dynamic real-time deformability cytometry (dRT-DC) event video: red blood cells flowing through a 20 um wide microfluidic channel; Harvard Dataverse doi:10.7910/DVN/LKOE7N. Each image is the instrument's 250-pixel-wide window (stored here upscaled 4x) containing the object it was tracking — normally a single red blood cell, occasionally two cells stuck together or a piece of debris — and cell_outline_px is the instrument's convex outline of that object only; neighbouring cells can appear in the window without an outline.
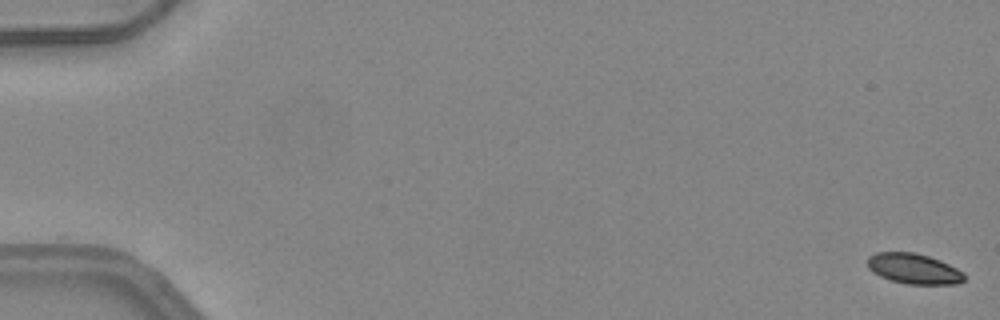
{"species": "common noctule bat (a hibernating species)", "species_latin": "Nyctalus noctula", "temperature_condition": "warm", "stored_images_in_passage": 14, "camera_frame_rate_fps": 3000, "um_per_image_px": 0.085, "animal": {"sex": "female", "body_mass_g": 24.6, "forearm_length_mm": 56.2}, "frame": {"image": 1, "passage_image": 1, "time_ms": 0.0, "image_size_px": [1000, 320], "cell_outline_px": [[964, 280], [960, 284], [908, 284], [892, 280], [880, 276], [872, 272], [868, 268], [868, 256], [876, 252], [912, 252], [928, 256], [940, 260], [964, 272]], "centroid_in_image_um": [77.67, 22.84], "position_along_channel_um": 7.3, "area_um2": 17.11}}